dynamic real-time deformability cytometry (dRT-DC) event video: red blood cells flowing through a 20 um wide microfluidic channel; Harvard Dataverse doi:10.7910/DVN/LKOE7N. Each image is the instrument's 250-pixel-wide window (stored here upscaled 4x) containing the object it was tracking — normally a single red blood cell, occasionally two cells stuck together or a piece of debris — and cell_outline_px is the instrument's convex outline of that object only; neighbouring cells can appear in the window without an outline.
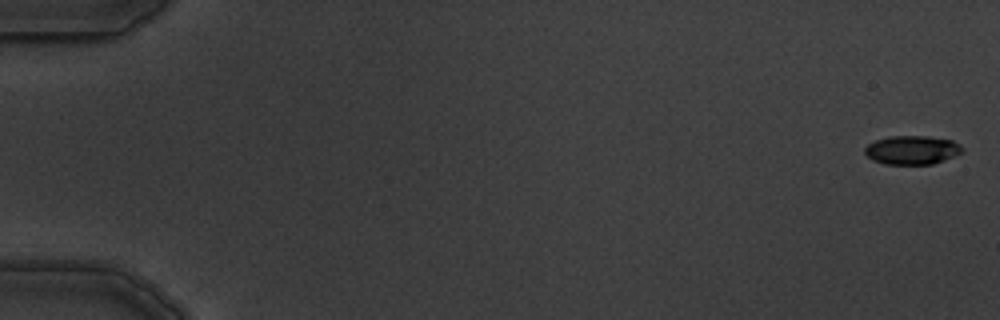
{"species": "common noctule bat (a hibernating species)", "species_latin": "Nyctalus noctula", "temperature_condition": "warm", "stored_images_in_passage": 10, "camera_frame_rate_fps": 3000, "um_per_image_px": 0.085, "animal": {"sex": "male", "body_mass_g": 19.5, "forearm_length_mm": 54.6}, "frame": {"image": 1, "passage_image": 1, "time_ms": 0.0, "image_size_px": [1000, 320], "cell_outline_px": [[964, 152], [932, 164], [884, 164], [872, 160], [864, 152], [864, 148], [868, 144], [876, 140], [888, 136], [928, 136], [952, 140], [960, 144], [964, 148]], "centroid_in_image_um": [77.53, 12.74], "position_along_channel_um": 7.5, "area_um2": 16.42}}
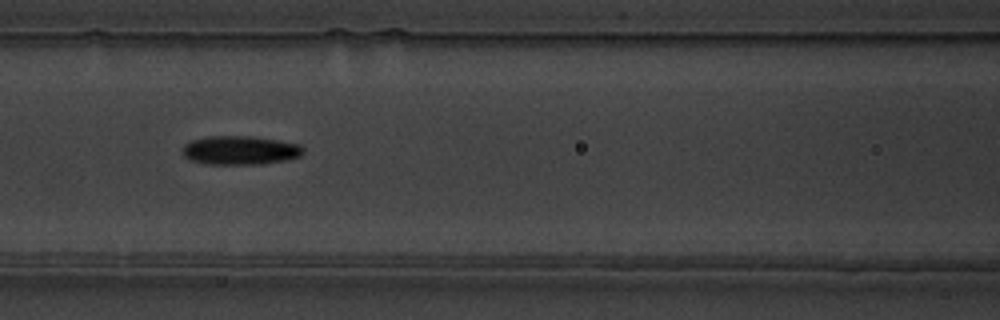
{"frame": {"image": 2, "passage_image": 8, "time_ms": 8.0, "image_size_px": [1000, 320], "cell_outline_px": [[304, 152], [300, 156], [288, 160], [264, 164], [208, 164], [192, 160], [184, 156], [184, 144], [192, 140], [208, 136], [252, 136], [300, 144], [304, 148]], "centroid_in_image_um": [20.46, 12.77], "position_along_channel_um": 146.1, "area_um2": 20.29}}
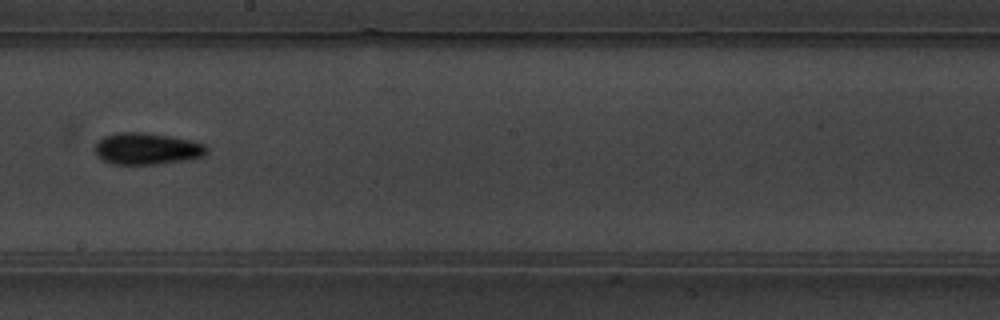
{"frame": {"image": 3, "passage_image": 10, "time_ms": 10.333, "image_size_px": [1000, 320], "cell_outline_px": [[208, 152], [204, 156], [188, 160], [156, 164], [112, 164], [100, 160], [96, 156], [92, 148], [104, 136], [120, 132], [140, 132], [168, 136], [188, 140], [204, 144], [208, 148]], "centroid_in_image_um": [12.44, 12.66], "position_along_channel_um": 235.8, "area_um2": 20.75}}